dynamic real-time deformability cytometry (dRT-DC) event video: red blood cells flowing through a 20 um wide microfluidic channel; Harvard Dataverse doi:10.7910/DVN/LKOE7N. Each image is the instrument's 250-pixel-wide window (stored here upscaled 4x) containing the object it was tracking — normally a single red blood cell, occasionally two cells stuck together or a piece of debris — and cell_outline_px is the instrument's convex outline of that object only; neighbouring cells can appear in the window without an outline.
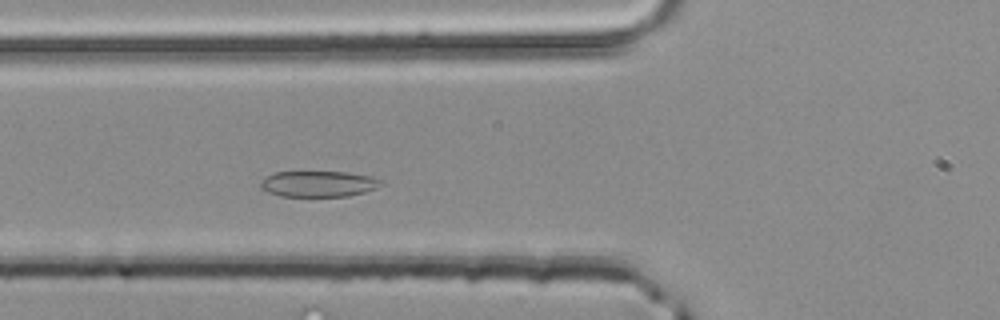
{"species": "common noctule bat (a hibernating species)", "species_latin": "Nyctalus noctula", "temperature_condition": "room temperature", "stored_images_in_passage": 43, "camera_frame_rate_fps": 3000, "um_per_image_px": 0.085, "animal": {"sex": "male", "body_mass_g": 20.4}, "frame": {"image": 1, "passage_image": 11, "time_ms": 3.333, "image_size_px": [1000, 320], "cell_outline_px": [[384, 180], [376, 188], [364, 192], [348, 196], [280, 196], [268, 192], [260, 188], [260, 180], [264, 176], [276, 172], [348, 172], [372, 176]], "centroid_in_image_um": [27.05, 15.62], "position_along_channel_um": 98.8, "area_um2": 18.32}}
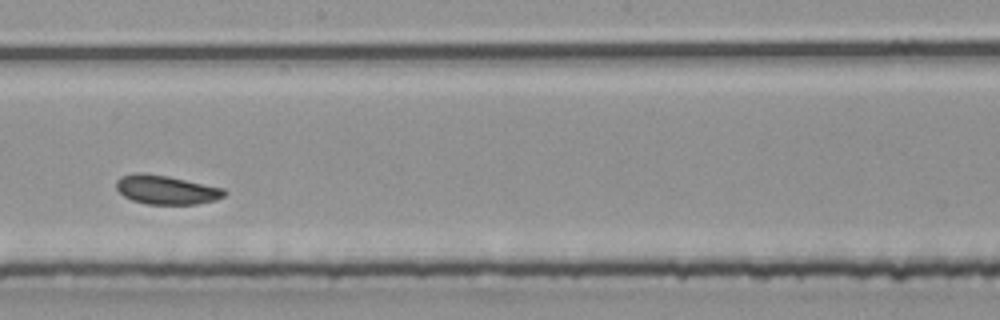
{"frame": {"image": 2, "passage_image": 21, "time_ms": 6.667, "image_size_px": [1000, 320], "cell_outline_px": [[228, 192], [224, 196], [216, 200], [196, 204], [148, 204], [132, 200], [124, 196], [116, 188], [116, 180], [120, 176], [136, 172], [140, 172], [168, 176], [224, 188]], "centroid_in_image_um": [14.13, 16.12], "position_along_channel_um": 234.1, "area_um2": 18.32}}
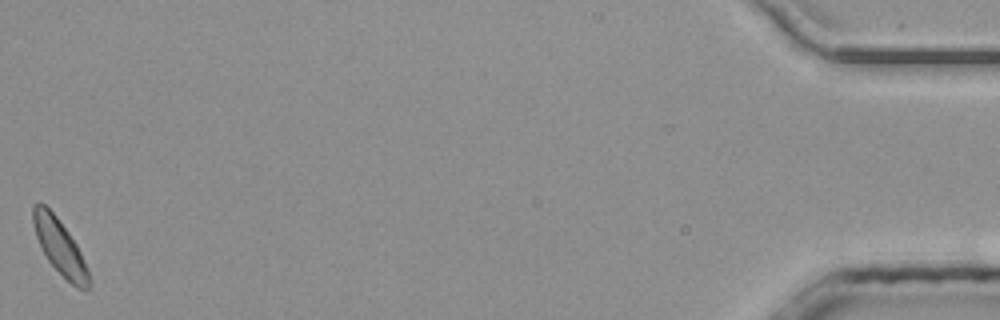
{"frame": {"image": 3, "passage_image": 43, "time_ms": 14.0, "image_size_px": [1000, 320], "cell_outline_px": [[88, 288], [76, 288], [48, 260], [40, 248], [32, 224], [32, 204], [40, 200], [56, 216], [68, 232], [76, 244], [84, 260], [88, 272]], "centroid_in_image_um": [5.01, 20.89], "position_along_channel_um": 430.2, "area_um2": 17.57}, "authors_computed_cell_mechanics": {"area_um2": 18.207, "velocity_mm_per_s": 4.0661, "shape_relaxation_time_tau1_ms": 4.9644, "shape_relaxation_time_tau2_ms": 3.8297, "deformation_change_tau1": 0.107, "deformation_change_tau2": 0.0845}}